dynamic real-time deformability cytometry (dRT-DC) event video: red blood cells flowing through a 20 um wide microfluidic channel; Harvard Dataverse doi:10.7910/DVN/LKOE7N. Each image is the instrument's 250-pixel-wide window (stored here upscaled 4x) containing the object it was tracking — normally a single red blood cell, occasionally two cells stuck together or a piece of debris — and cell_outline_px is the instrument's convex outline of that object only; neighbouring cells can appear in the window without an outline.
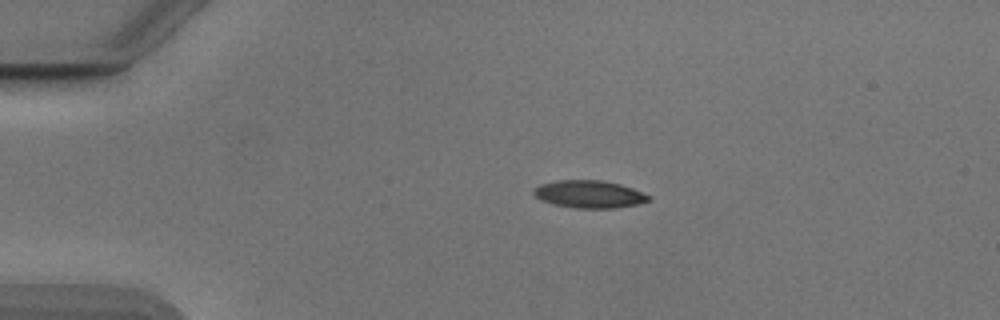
{"species": "Egyptian fruit bat (a non-hibernating species)", "species_latin": "Rousettus aegyptiacus", "temperature_condition": "cold", "stored_images_in_passage": 42, "camera_frame_rate_fps": 3000, "um_per_image_px": 0.085, "animal": {"sex": "male"}, "frame": {"image": 1, "passage_image": 1, "time_ms": 0.0, "image_size_px": [1000, 320], "cell_outline_px": [[652, 200], [636, 204], [612, 208], [576, 208], [556, 204], [540, 200], [532, 196], [532, 192], [540, 184], [556, 180], [600, 180], [620, 184], [632, 188], [652, 196]], "centroid_in_image_um": [50.08, 16.5], "position_along_channel_um": 34.9, "area_um2": 18.44}}
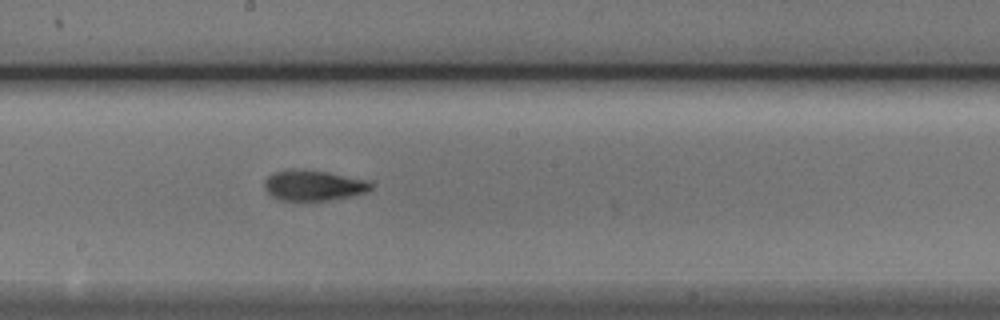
{"frame": {"image": 2, "passage_image": 19, "time_ms": 6.0, "image_size_px": [1000, 320], "cell_outline_px": [[372, 188], [368, 192], [352, 196], [328, 200], [280, 200], [272, 196], [264, 188], [264, 180], [268, 176], [276, 172], [288, 168], [300, 168], [328, 172], [364, 180], [372, 184]], "centroid_in_image_um": [26.61, 15.74], "position_along_channel_um": 221.6, "area_um2": 18.96}}
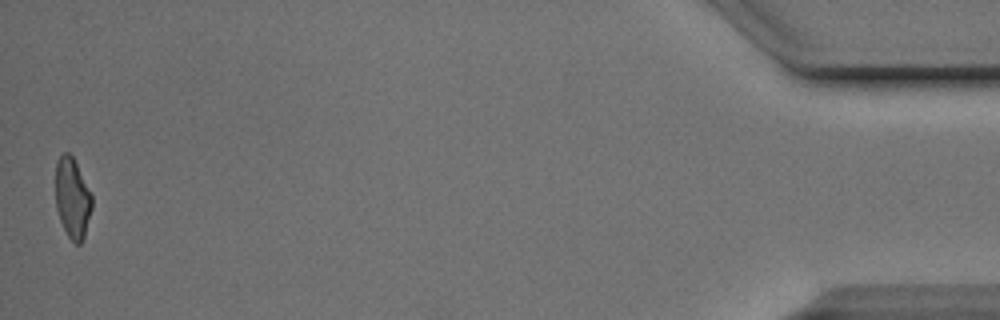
{"frame": {"image": 3, "passage_image": 42, "time_ms": 13.667, "image_size_px": [1000, 320], "cell_outline_px": [[92, 208], [84, 240], [80, 244], [76, 244], [68, 236], [60, 220], [56, 208], [56, 160], [64, 152], [68, 152], [72, 156], [92, 196]], "centroid_in_image_um": [6.15, 16.87], "position_along_channel_um": 429.0, "area_um2": 16.94}, "authors_computed_cell_mechanics": {"area_um2": 18.5538, "velocity_mm_per_s": 3.9065, "shape_relaxation_time_tau1_ms": 3.9235, "shape_relaxation_time_tau2_ms": 2.1865, "deformation_change_tau1": 0.1535, "deformation_change_tau2": 0.0943}}